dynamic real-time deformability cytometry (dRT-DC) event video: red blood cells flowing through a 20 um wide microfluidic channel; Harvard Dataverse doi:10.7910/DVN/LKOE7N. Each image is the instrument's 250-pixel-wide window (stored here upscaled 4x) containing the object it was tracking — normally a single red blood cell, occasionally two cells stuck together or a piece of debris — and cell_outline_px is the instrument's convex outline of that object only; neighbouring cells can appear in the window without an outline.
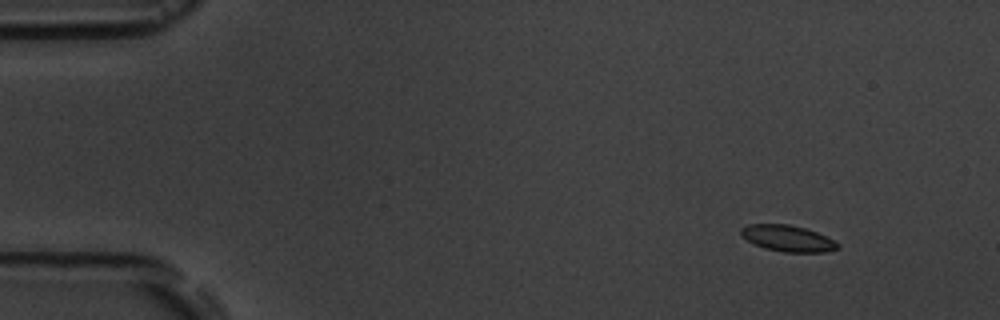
{"species": "common noctule bat (a hibernating species)", "species_latin": "Nyctalus noctula", "temperature_condition": "room temperature", "stored_images_in_passage": 12, "camera_frame_rate_fps": 3000, "um_per_image_px": 0.085, "animal": {"sex": "male", "body_mass_g": 19.5, "forearm_length_mm": 54.6}, "frame": {"image": 1, "passage_image": 1, "time_ms": 0.0, "image_size_px": [1000, 320], "cell_outline_px": [[840, 248], [824, 252], [784, 252], [764, 248], [740, 236], [740, 228], [748, 224], [788, 224], [804, 228], [816, 232], [840, 244]], "centroid_in_image_um": [66.93, 20.26], "position_along_channel_um": 18.1, "area_um2": 14.68}}
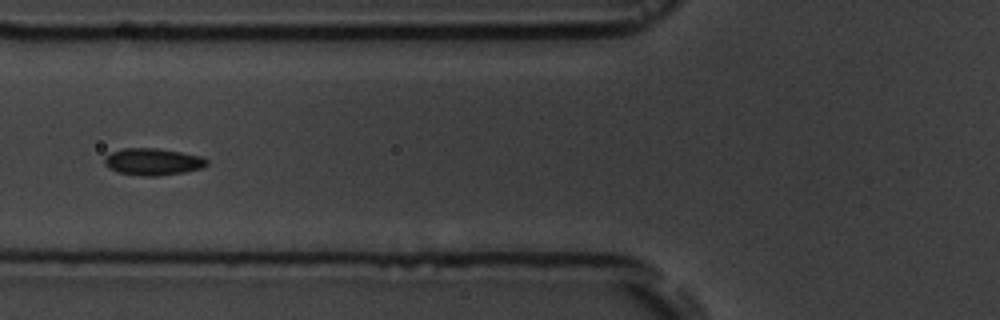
{"frame": {"image": 2, "passage_image": 5, "time_ms": 5.333, "image_size_px": [1000, 320], "cell_outline_px": [[208, 164], [204, 168], [184, 172], [156, 176], [144, 176], [116, 172], [108, 168], [104, 164], [104, 156], [112, 152], [124, 148], [156, 148], [180, 152], [200, 156], [208, 160]], "centroid_in_image_um": [12.98, 13.75], "position_along_channel_um": 112.8, "area_um2": 16.13}}
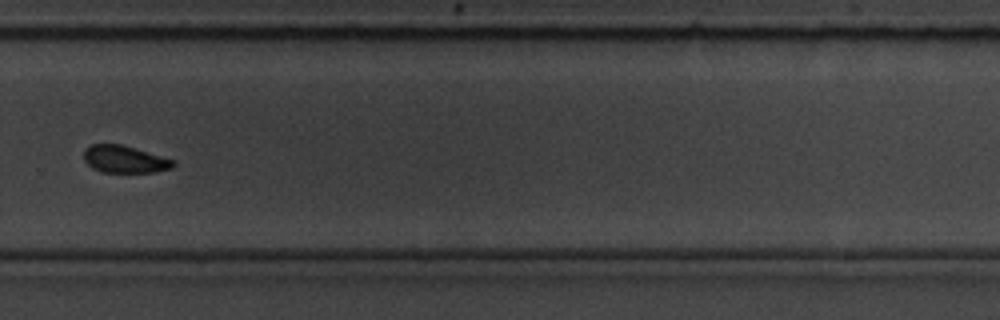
{"frame": {"image": 3, "passage_image": 10, "time_ms": 11.0, "image_size_px": [1000, 320], "cell_outline_px": [[176, 164], [172, 168], [156, 172], [104, 172], [92, 168], [84, 160], [84, 148], [92, 144], [120, 144], [176, 160]], "centroid_in_image_um": [10.61, 13.54], "position_along_channel_um": 319.2, "area_um2": 14.22}, "authors_computed_cell_mechanics": {"area_um2": 14.9413, "velocity_mm_per_s": 3.6431, "shape_relaxation_time_tau1_ms": 0.8977, "shape_relaxation_time_tau2_ms": 5.3783, "deformation_change_tau1": 0.0378, "deformation_change_tau2": 0.0546}}